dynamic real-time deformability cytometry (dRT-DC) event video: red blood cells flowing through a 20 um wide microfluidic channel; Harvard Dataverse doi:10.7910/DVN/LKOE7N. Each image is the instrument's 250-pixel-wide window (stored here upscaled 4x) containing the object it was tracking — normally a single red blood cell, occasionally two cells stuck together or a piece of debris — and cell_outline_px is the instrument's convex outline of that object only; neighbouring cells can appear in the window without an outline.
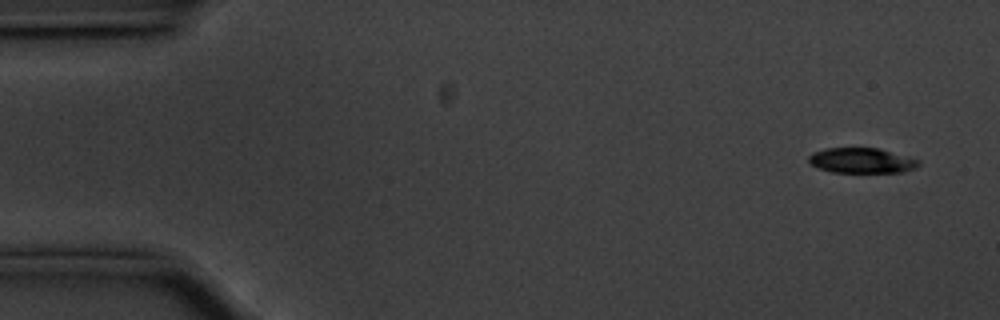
{"species": "common noctule bat (a hibernating species)", "species_latin": "Nyctalus noctula", "temperature_condition": "cold", "stored_images_in_passage": 56, "camera_frame_rate_fps": 3000, "um_per_image_px": 0.085, "animal": {"sex": "male", "body_mass_g": 20.1, "forearm_length_mm": 53.5}, "frame": {"image": 1, "passage_image": 3, "time_ms": 0.667, "image_size_px": [1000, 320], "cell_outline_px": [[920, 164], [916, 168], [904, 172], [832, 172], [816, 168], [808, 160], [808, 156], [812, 152], [824, 148], [880, 148], [920, 160]], "centroid_in_image_um": [73.23, 13.64], "position_along_channel_um": 11.8, "area_um2": 16.3}}
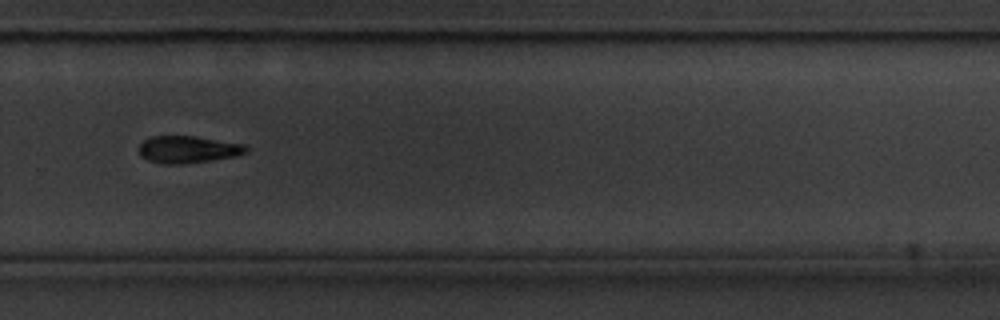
{"frame": {"image": 2, "passage_image": 38, "time_ms": 12.333, "image_size_px": [1000, 320], "cell_outline_px": [[248, 148], [244, 152], [236, 156], [184, 164], [164, 164], [148, 160], [140, 156], [140, 144], [144, 140], [152, 136], [192, 136], [244, 144]], "centroid_in_image_um": [15.94, 12.71], "position_along_channel_um": 313.9, "area_um2": 16.7}}
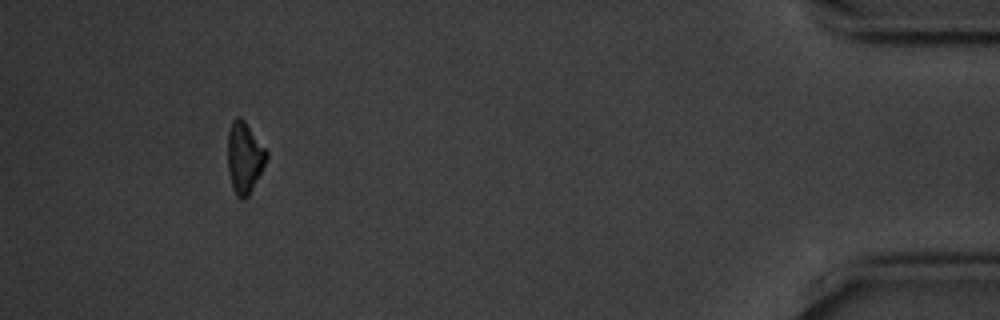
{"frame": {"image": 3, "passage_image": 52, "time_ms": 17.0, "image_size_px": [1000, 320], "cell_outline_px": [[268, 156], [248, 196], [244, 200], [240, 200], [236, 196], [232, 188], [228, 168], [228, 132], [232, 120], [236, 116], [240, 116], [244, 120], [268, 152]], "centroid_in_image_um": [20.75, 13.39], "position_along_channel_um": 414.4, "area_um2": 15.95}, "authors_computed_cell_mechanics": {"area_um2": 17.7157, "velocity_mm_per_s": 3.5494, "shape_relaxation_time_tau1_ms": 9.2994, "shape_relaxation_time_tau2_ms": null, "deformation_change_tau1": 0.3654, "deformation_change_tau2": null}}